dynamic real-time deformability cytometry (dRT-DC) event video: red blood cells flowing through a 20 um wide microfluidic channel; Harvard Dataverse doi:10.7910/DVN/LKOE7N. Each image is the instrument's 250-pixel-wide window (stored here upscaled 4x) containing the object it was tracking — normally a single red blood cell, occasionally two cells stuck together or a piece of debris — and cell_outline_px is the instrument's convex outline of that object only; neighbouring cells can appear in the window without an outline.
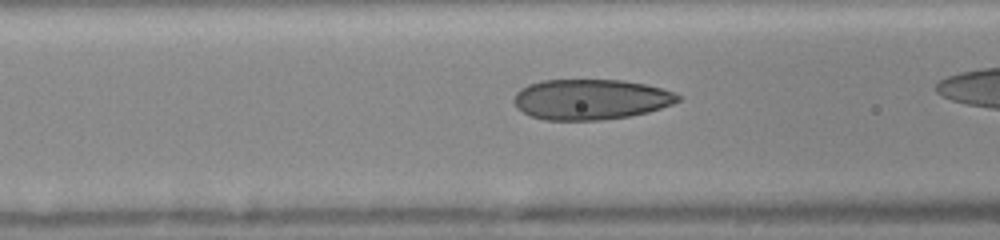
{"species": "human", "species_latin": "Homo sapiens", "temperature_condition": "room temperature", "stored_images_in_passage": 28, "camera_frame_rate_fps": 3000, "um_per_image_px": 0.085, "donor": {"sex": "female"}, "frame": {"image": 1, "passage_image": 9, "time_ms": 2.667, "image_size_px": [1000, 240], "cell_outline_px": [[680, 100], [672, 104], [648, 112], [628, 116], [600, 120], [544, 120], [532, 116], [516, 108], [512, 100], [516, 92], [520, 88], [528, 84], [540, 80], [624, 80], [644, 84], [676, 92], [680, 96]], "centroid_in_image_um": [50.17, 8.44], "position_along_channel_um": 116.4, "area_um2": 38.78}}
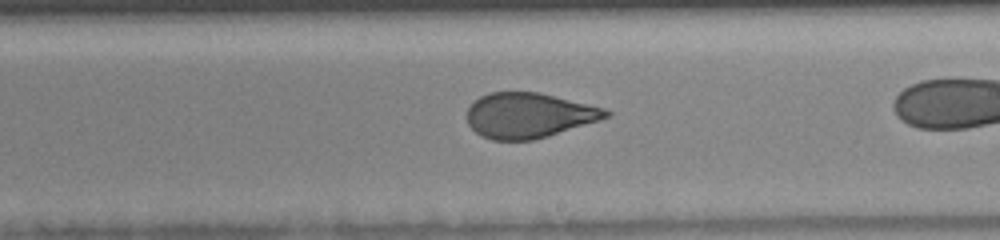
{"frame": {"image": 2, "passage_image": 18, "time_ms": 5.667, "image_size_px": [1000, 240], "cell_outline_px": [[612, 116], [600, 120], [548, 136], [532, 140], [492, 140], [480, 136], [468, 124], [468, 108], [480, 96], [488, 92], [540, 92], [604, 108], [612, 112]], "centroid_in_image_um": [44.96, 9.8], "position_along_channel_um": 244.0, "area_um2": 36.53}}
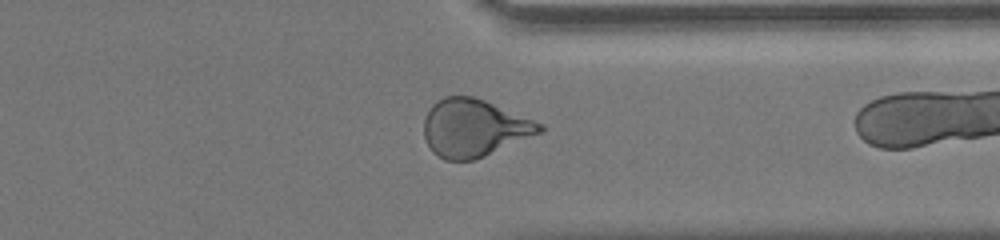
{"frame": {"image": 3, "passage_image": 27, "time_ms": 8.667, "image_size_px": [1000, 240], "cell_outline_px": [[544, 132], [476, 160], [444, 160], [436, 156], [432, 152], [424, 136], [424, 120], [432, 104], [436, 100], [444, 96], [472, 96], [484, 100], [544, 124]], "centroid_in_image_um": [40.31, 10.89], "position_along_channel_um": 371.1, "area_um2": 39.07}}